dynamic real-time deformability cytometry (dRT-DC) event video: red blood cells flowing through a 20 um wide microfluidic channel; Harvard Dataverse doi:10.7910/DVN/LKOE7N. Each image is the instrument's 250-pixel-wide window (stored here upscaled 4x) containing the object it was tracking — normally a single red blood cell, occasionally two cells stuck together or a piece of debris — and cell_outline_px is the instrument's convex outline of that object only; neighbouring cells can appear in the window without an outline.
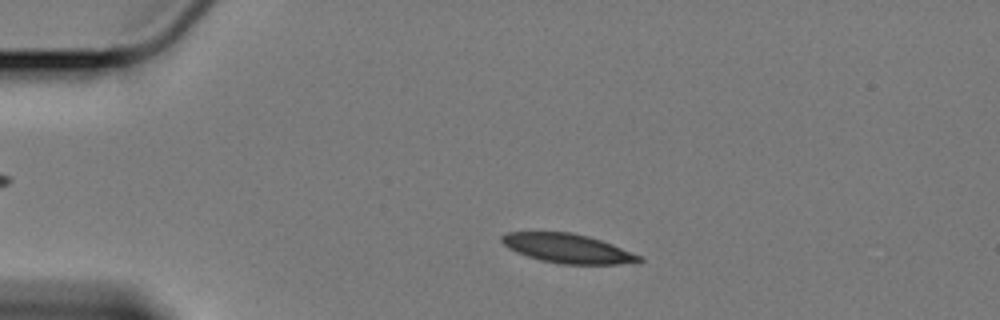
{"species": "Egyptian fruit bat (a non-hibernating species)", "species_latin": "Rousettus aegyptiacus", "temperature_condition": "cold", "stored_images_in_passage": 55, "camera_frame_rate_fps": 3000, "um_per_image_px": 0.085, "animal": {"sex": "female"}, "frame": {"image": 1, "passage_image": 8, "time_ms": 2.333, "image_size_px": [1000, 320], "cell_outline_px": [[644, 260], [616, 264], [560, 264], [540, 260], [516, 252], [508, 248], [500, 240], [500, 236], [504, 232], [572, 232], [588, 236], [612, 244], [644, 256]], "centroid_in_image_um": [48.23, 21.11], "position_along_channel_um": 36.8, "area_um2": 23.41}}
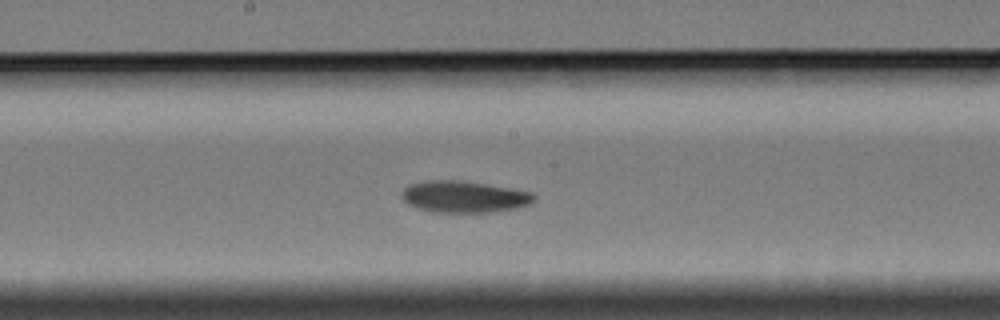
{"frame": {"image": 2, "passage_image": 27, "time_ms": 8.667, "image_size_px": [1000, 320], "cell_outline_px": [[536, 200], [532, 204], [520, 208], [488, 212], [432, 212], [408, 204], [400, 196], [404, 188], [408, 184], [424, 180], [460, 180], [532, 192], [536, 196]], "centroid_in_image_um": [39.46, 16.72], "position_along_channel_um": 208.7, "area_um2": 24.51}}
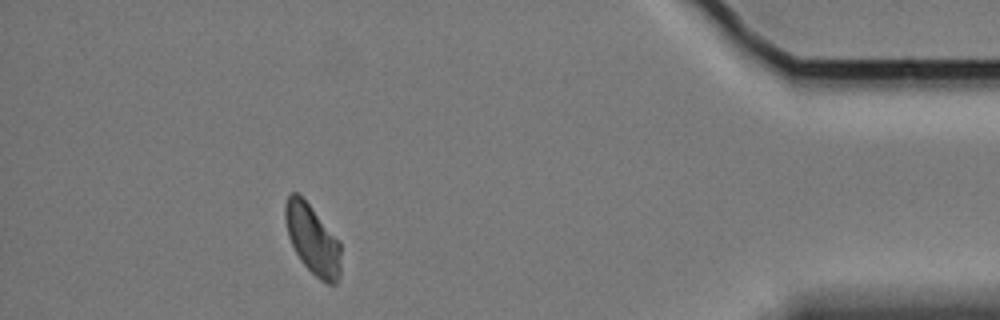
{"frame": {"image": 3, "passage_image": 49, "time_ms": 16.0, "image_size_px": [1000, 320], "cell_outline_px": [[340, 276], [336, 284], [328, 284], [320, 280], [300, 260], [288, 236], [284, 220], [284, 204], [288, 196], [292, 192], [296, 192], [312, 208], [340, 244]], "centroid_in_image_um": [26.54, 20.37], "position_along_channel_um": 408.7, "area_um2": 22.14}, "authors_computed_cell_mechanics": {"area_um2": 23.8714, "velocity_mm_per_s": 3.3591, "shape_relaxation_time_tau1_ms": 9.4988, "shape_relaxation_time_tau2_ms": null, "deformation_change_tau1": 0.1393, "deformation_change_tau2": null}}